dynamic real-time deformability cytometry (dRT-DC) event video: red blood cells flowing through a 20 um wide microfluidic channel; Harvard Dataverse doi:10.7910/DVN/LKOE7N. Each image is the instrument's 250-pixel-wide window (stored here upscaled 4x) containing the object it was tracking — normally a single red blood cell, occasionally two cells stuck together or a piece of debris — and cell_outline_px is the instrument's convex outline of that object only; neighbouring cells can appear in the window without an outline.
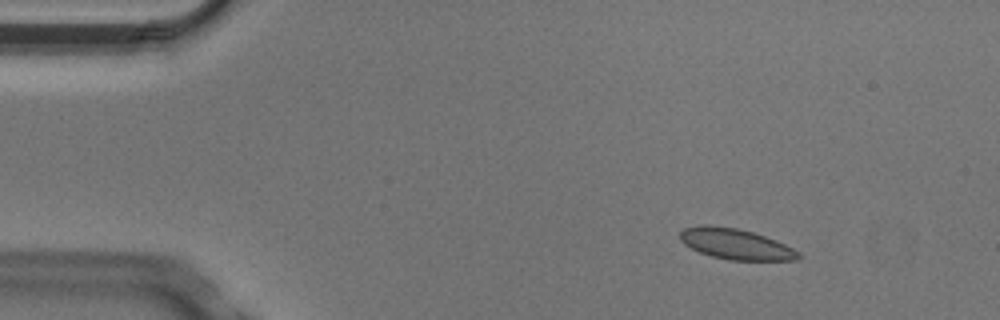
{"species": "Egyptian fruit bat (a non-hibernating species)", "species_latin": "Rousettus aegyptiacus", "temperature_condition": "cold", "stored_images_in_passage": 4, "camera_frame_rate_fps": 3000, "um_per_image_px": 0.085, "animal": {"sex": "male"}, "frame": {"image": 1, "passage_image": 2, "time_ms": 0.333, "image_size_px": [1000, 320], "cell_outline_px": [[804, 256], [796, 260], [728, 260], [712, 256], [700, 252], [684, 244], [680, 240], [680, 232], [684, 228], [700, 224], [708, 224], [736, 228], [752, 232], [776, 240], [800, 252]], "centroid_in_image_um": [62.53, 20.74], "position_along_channel_um": 22.5, "area_um2": 21.21}}